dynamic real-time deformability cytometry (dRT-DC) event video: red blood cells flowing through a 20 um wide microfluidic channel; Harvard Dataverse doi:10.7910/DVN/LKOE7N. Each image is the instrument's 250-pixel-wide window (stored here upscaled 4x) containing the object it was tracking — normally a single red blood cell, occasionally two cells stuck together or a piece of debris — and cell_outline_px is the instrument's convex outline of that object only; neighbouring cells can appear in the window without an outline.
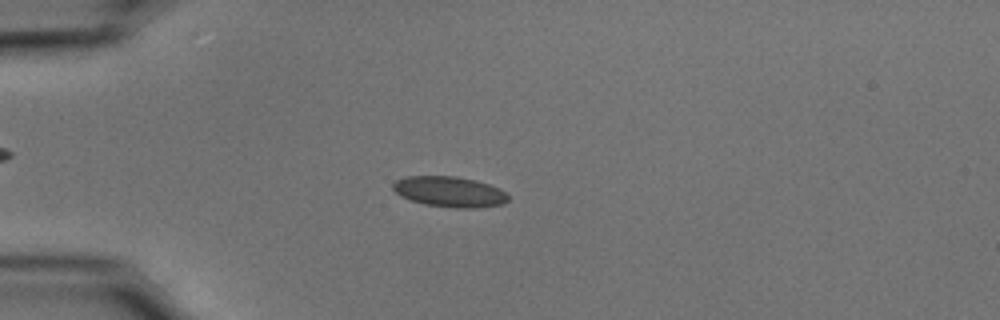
{"species": "common noctule bat (a hibernating species)", "species_latin": "Nyctalus noctula", "temperature_condition": "cold", "stored_images_in_passage": 55, "camera_frame_rate_fps": 3000, "um_per_image_px": 0.085, "animal": {"sex": "male", "body_mass_g": 15.6}, "frame": {"image": 1, "passage_image": 15, "time_ms": 4.667, "image_size_px": [1000, 320], "cell_outline_px": [[508, 200], [504, 204], [476, 208], [456, 208], [424, 204], [400, 196], [392, 188], [392, 184], [396, 180], [404, 176], [456, 176], [476, 180], [500, 188], [508, 196]], "centroid_in_image_um": [38.21, 16.29], "position_along_channel_um": 46.8, "area_um2": 20.58}}
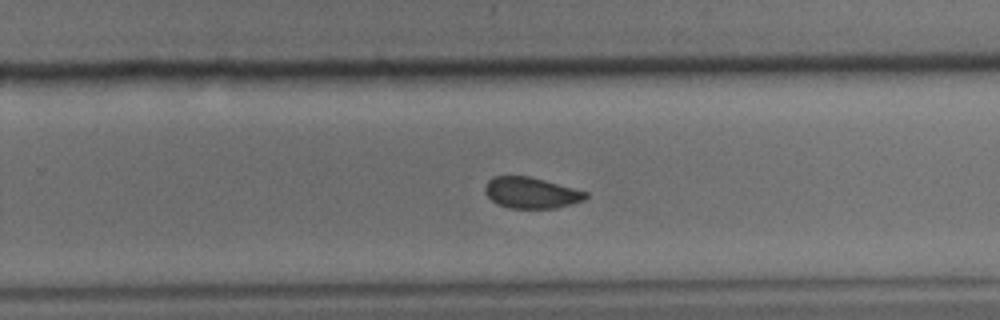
{"frame": {"image": 2, "passage_image": 36, "time_ms": 11.667, "image_size_px": [1000, 320], "cell_outline_px": [[588, 196], [584, 200], [556, 208], [512, 208], [496, 204], [484, 192], [484, 188], [488, 180], [492, 176], [528, 176], [544, 180], [588, 192]], "centroid_in_image_um": [45.13, 16.38], "position_along_channel_um": 284.7, "area_um2": 18.15}}
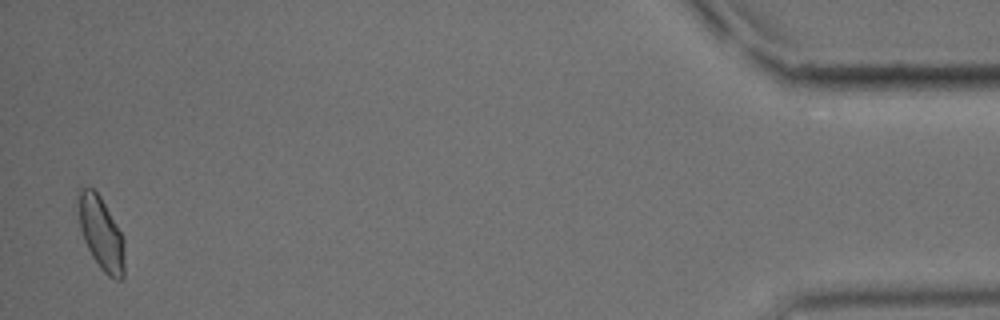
{"frame": {"image": 3, "passage_image": 54, "time_ms": 17.667, "image_size_px": [1000, 320], "cell_outline_px": [[124, 276], [120, 280], [116, 280], [108, 276], [100, 268], [92, 256], [84, 240], [80, 228], [76, 196], [76, 188], [92, 188], [100, 196], [124, 236]], "centroid_in_image_um": [8.58, 19.81], "position_along_channel_um": 426.6, "area_um2": 20.0}, "authors_computed_cell_mechanics": {"area_um2": 19.363, "velocity_mm_per_s": 3.6878, "shape_relaxation_time_tau1_ms": 6.4921, "shape_relaxation_time_tau2_ms": 1.7339, "deformation_change_tau1": 0.1101, "deformation_change_tau2": 0.0492}}